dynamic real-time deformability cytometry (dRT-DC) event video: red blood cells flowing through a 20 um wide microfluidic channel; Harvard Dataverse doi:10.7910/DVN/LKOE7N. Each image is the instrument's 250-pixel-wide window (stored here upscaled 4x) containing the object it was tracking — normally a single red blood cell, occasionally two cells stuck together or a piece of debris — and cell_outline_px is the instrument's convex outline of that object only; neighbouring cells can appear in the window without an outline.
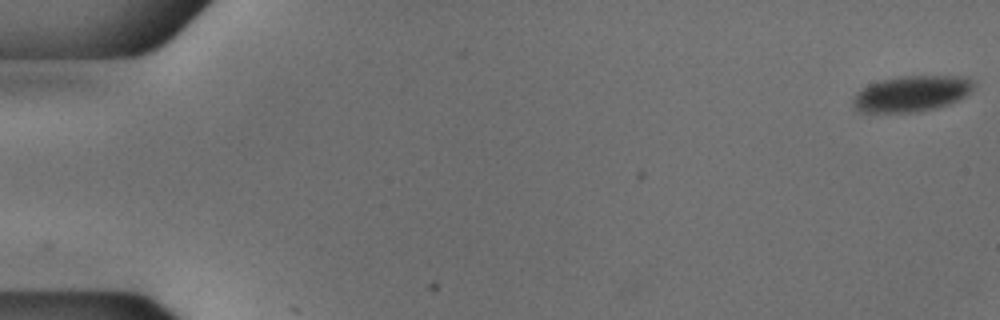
{"species": "common noctule bat (a hibernating species)", "species_latin": "Nyctalus noctula", "temperature_condition": "cold", "stored_images_in_passage": 2, "camera_frame_rate_fps": 3000, "um_per_image_px": 0.085, "animal": {"sex": "male", "body_mass_g": 18.8}, "frame": {"image": 1, "passage_image": 1, "time_ms": 0.0, "image_size_px": [1000, 320], "cell_outline_px": [[976, 84], [964, 96], [948, 104], [936, 108], [916, 112], [860, 112], [856, 108], [852, 100], [868, 84], [900, 76], [960, 76], [972, 80]], "centroid_in_image_um": [77.5, 7.96], "position_along_channel_um": 7.5, "area_um2": 24.74}}